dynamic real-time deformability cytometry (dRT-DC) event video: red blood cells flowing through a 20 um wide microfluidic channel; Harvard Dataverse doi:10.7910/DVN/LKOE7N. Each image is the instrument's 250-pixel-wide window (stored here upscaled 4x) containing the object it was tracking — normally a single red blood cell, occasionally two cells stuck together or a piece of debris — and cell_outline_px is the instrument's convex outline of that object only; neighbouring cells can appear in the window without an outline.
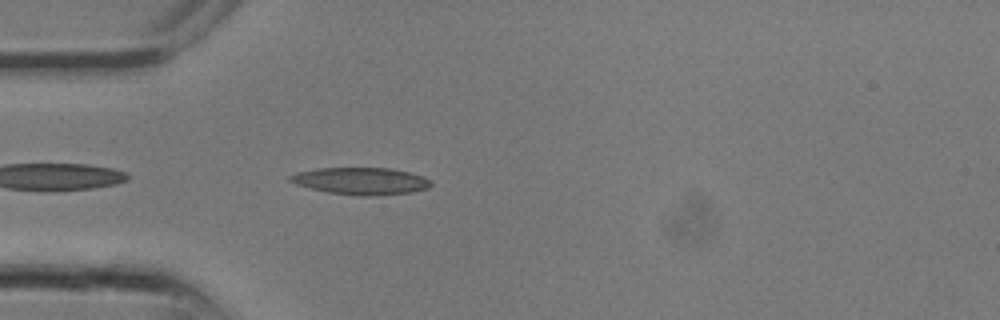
{"species": "common noctule bat (a hibernating species)", "species_latin": "Nyctalus noctula", "temperature_condition": "room temperature", "stored_images_in_passage": 7, "camera_frame_rate_fps": 3000, "um_per_image_px": 0.085, "animal": {"sex": "male", "body_mass_g": 13.3}, "frame": {"image": 1, "passage_image": 5, "time_ms": 1.333, "image_size_px": [1000, 320], "cell_outline_px": [[432, 184], [428, 188], [412, 192], [368, 196], [360, 196], [328, 192], [296, 184], [288, 180], [288, 176], [296, 172], [316, 168], [392, 168], [424, 176], [432, 180]], "centroid_in_image_um": [30.69, 15.38], "position_along_channel_um": 54.3, "area_um2": 22.25}}
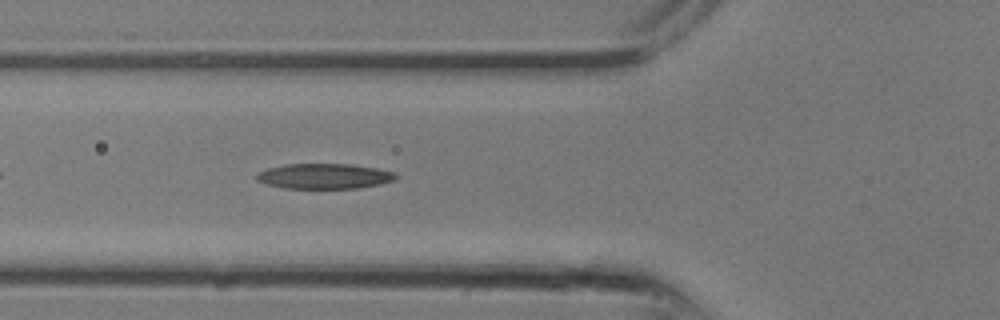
{"frame": {"image": 2, "passage_image": 7, "time_ms": 2.0, "image_size_px": [1000, 320], "cell_outline_px": [[396, 180], [380, 184], [356, 188], [284, 188], [268, 184], [256, 180], [256, 172], [268, 168], [284, 164], [352, 164], [376, 168], [396, 172]], "centroid_in_image_um": [27.56, 14.97], "position_along_channel_um": 98.2, "area_um2": 20.52}}